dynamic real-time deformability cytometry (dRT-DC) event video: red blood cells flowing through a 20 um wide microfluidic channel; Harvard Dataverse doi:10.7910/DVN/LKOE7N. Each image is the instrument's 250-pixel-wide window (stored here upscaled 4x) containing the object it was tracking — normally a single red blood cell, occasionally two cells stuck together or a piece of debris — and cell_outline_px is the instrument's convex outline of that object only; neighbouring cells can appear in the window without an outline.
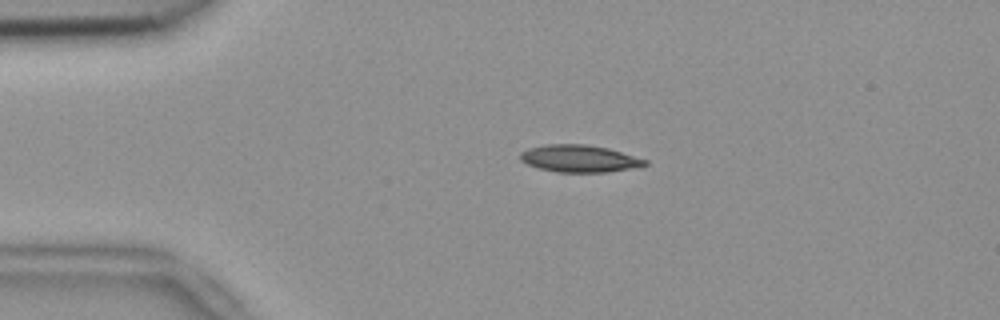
{"species": "common noctule bat (a hibernating species)", "species_latin": "Nyctalus noctula", "temperature_condition": "room temperature", "stored_images_in_passage": 53, "camera_frame_rate_fps": 3000, "um_per_image_px": 0.085, "animal": {"sex": "female", "body_mass_g": 18.4}, "frame": {"image": 1, "passage_image": 12, "time_ms": 3.667, "image_size_px": [1000, 320], "cell_outline_px": [[648, 164], [608, 172], [560, 172], [540, 168], [528, 164], [520, 160], [520, 152], [528, 148], [544, 144], [584, 144], [608, 148], [648, 160]], "centroid_in_image_um": [49.21, 13.46], "position_along_channel_um": 35.8, "area_um2": 19.54}}
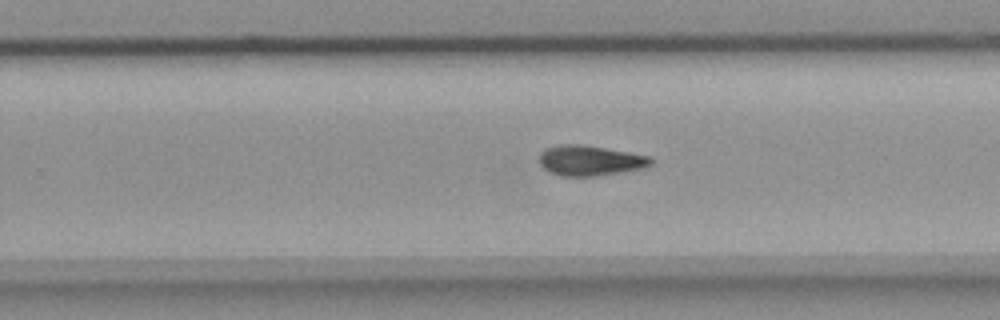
{"frame": {"image": 2, "passage_image": 34, "time_ms": 11.0, "image_size_px": [1000, 320], "cell_outline_px": [[652, 164], [644, 168], [596, 176], [560, 176], [544, 168], [540, 164], [540, 152], [544, 148], [560, 144], [580, 144], [628, 152], [648, 156], [652, 160]], "centroid_in_image_um": [50.13, 13.64], "position_along_channel_um": 279.7, "area_um2": 19.54}}
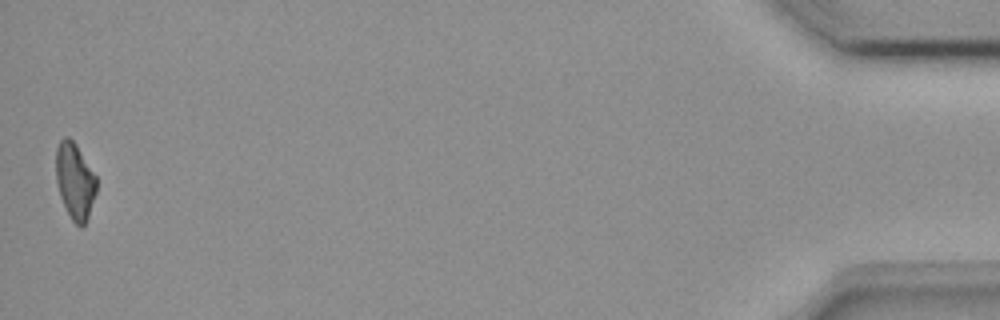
{"frame": {"image": 3, "passage_image": 53, "time_ms": 17.333, "image_size_px": [1000, 320], "cell_outline_px": [[96, 192], [88, 216], [84, 224], [80, 228], [72, 220], [60, 196], [56, 180], [56, 148], [60, 140], [64, 136], [68, 136], [76, 144], [96, 176]], "centroid_in_image_um": [6.36, 15.35], "position_along_channel_um": 428.8, "area_um2": 17.8}, "authors_computed_cell_mechanics": {"area_um2": 19.074, "velocity_mm_per_s": 3.8322, "shape_relaxation_time_tau1_ms": 5.102, "shape_relaxation_time_tau2_ms": null, "deformation_change_tau1": 0.1557, "deformation_change_tau2": null}}